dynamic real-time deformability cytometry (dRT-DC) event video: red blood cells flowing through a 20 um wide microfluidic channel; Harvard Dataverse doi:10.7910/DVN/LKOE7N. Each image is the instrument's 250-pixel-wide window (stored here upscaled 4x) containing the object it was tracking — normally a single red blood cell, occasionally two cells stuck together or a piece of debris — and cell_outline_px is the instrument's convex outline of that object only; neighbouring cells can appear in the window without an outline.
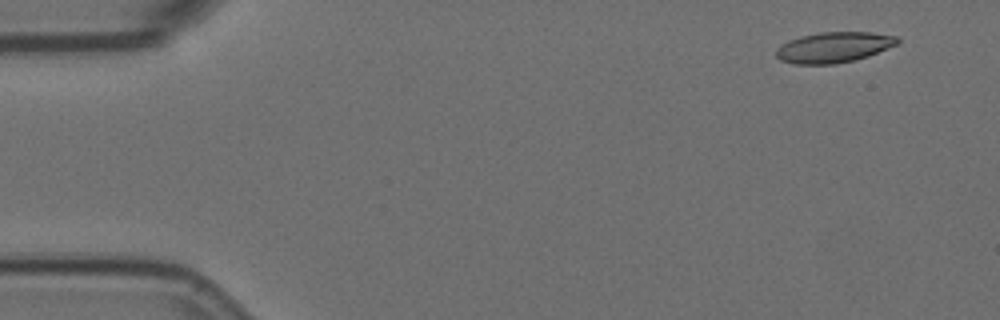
{"species": "Egyptian fruit bat (a non-hibernating species)", "species_latin": "Rousettus aegyptiacus", "temperature_condition": "room temperature", "stored_images_in_passage": 6, "camera_frame_rate_fps": 3000, "um_per_image_px": 0.085, "animal": {"sex": "female"}, "frame": {"image": 1, "passage_image": 1, "time_ms": 0.0, "image_size_px": [1000, 320], "cell_outline_px": [[900, 40], [896, 44], [868, 56], [856, 60], [836, 64], [792, 64], [780, 60], [776, 56], [776, 48], [780, 44], [788, 40], [800, 36], [820, 32], [872, 32], [896, 36]], "centroid_in_image_um": [70.82, 4.02], "position_along_channel_um": 14.2, "area_um2": 21.73}}
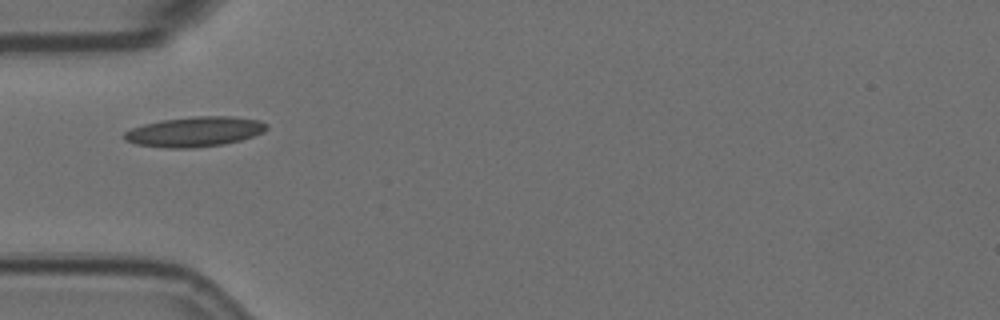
{"frame": {"image": 2, "passage_image": 5, "time_ms": 1.333, "image_size_px": [1000, 320], "cell_outline_px": [[268, 128], [264, 132], [240, 140], [224, 144], [188, 148], [164, 148], [136, 144], [124, 140], [124, 132], [132, 128], [144, 124], [160, 120], [192, 116], [232, 116], [260, 120], [268, 124]], "centroid_in_image_um": [16.55, 11.18], "position_along_channel_um": 68.4, "area_um2": 24.97}}
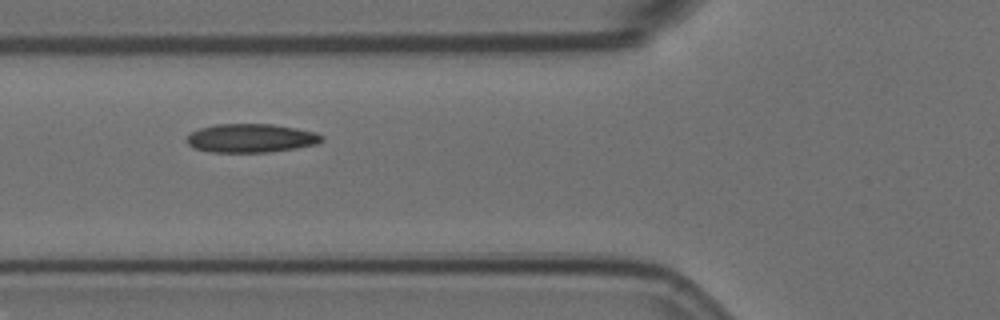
{"frame": {"image": 3, "passage_image": 6, "time_ms": 1.667, "image_size_px": [1000, 320], "cell_outline_px": [[324, 140], [316, 144], [296, 148], [268, 152], [208, 152], [192, 148], [188, 144], [188, 136], [192, 132], [200, 128], [216, 124], [272, 124], [296, 128], [316, 132], [324, 136]], "centroid_in_image_um": [21.35, 11.74], "position_along_channel_um": 104.5, "area_um2": 22.6}}